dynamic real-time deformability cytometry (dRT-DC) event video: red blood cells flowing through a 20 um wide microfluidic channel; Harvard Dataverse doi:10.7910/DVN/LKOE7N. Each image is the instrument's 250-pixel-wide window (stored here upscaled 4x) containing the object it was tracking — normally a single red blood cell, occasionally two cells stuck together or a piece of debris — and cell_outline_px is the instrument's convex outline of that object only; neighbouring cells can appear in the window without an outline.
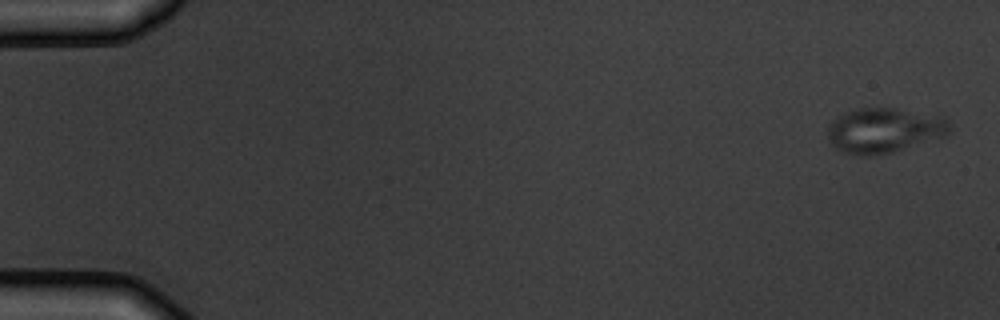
{"species": "common noctule bat (a hibernating species)", "species_latin": "Nyctalus noctula", "temperature_condition": "warm", "stored_images_in_passage": 6, "camera_frame_rate_fps": 3000, "um_per_image_px": 0.085, "animal": {"sex": "male", "body_mass_g": 19.5, "forearm_length_mm": 54.6}, "frame": {"image": 1, "passage_image": 1, "time_ms": 0.0, "image_size_px": [1000, 320], "cell_outline_px": [[952, 128], [948, 136], [892, 152], [868, 156], [860, 156], [840, 152], [828, 140], [828, 124], [840, 116], [848, 112], [860, 108], [896, 108], [940, 112], [948, 120]], "centroid_in_image_um": [75.27, 11.06], "position_along_channel_um": 9.7, "area_um2": 32.83}}